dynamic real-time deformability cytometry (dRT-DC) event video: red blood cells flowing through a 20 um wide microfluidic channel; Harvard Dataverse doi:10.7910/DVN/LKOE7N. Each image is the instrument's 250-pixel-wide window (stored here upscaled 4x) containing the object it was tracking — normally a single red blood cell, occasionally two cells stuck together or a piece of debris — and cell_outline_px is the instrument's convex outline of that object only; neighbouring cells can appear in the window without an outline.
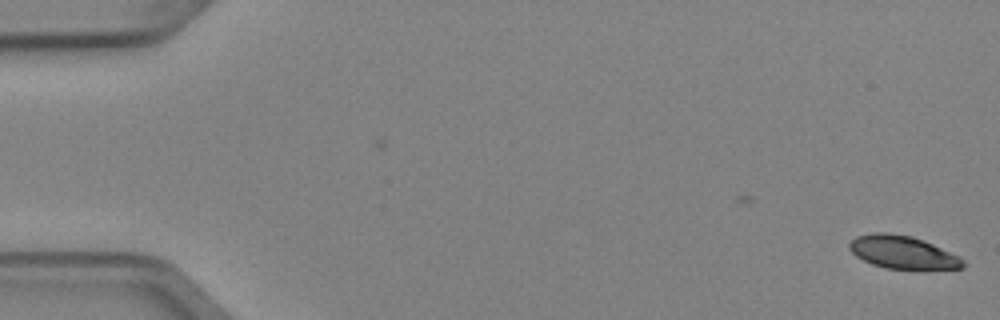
{"species": "Egyptian fruit bat (a non-hibernating species)", "species_latin": "Rousettus aegyptiacus", "temperature_condition": "cold", "stored_images_in_passage": 2, "camera_frame_rate_fps": 3000, "um_per_image_px": 0.085, "animal": {"sex": "female"}, "frame": {"image": 1, "passage_image": 2, "time_ms": 0.333, "image_size_px": [1000, 320], "cell_outline_px": [[964, 268], [888, 268], [872, 264], [856, 256], [848, 248], [848, 244], [856, 236], [872, 232], [888, 232], [912, 236], [932, 244], [960, 256], [964, 260]], "centroid_in_image_um": [76.69, 21.41], "position_along_channel_um": 8.3, "area_um2": 21.5}}